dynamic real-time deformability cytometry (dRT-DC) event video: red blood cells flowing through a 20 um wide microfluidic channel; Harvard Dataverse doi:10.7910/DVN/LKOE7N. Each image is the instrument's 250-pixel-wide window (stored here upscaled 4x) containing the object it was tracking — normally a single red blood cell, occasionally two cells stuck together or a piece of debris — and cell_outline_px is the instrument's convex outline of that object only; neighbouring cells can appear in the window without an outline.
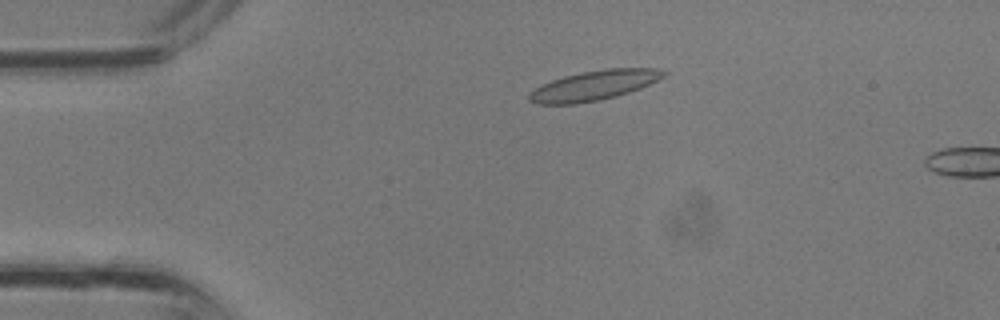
{"species": "common noctule bat (a hibernating species)", "species_latin": "Nyctalus noctula", "temperature_condition": "room temperature", "stored_images_in_passage": 9, "camera_frame_rate_fps": 3000, "um_per_image_px": 0.085, "animal": {"sex": "male", "body_mass_g": 13.3}, "frame": {"image": 1, "passage_image": 7, "time_ms": 2.0, "image_size_px": [1000, 320], "cell_outline_px": [[668, 72], [664, 76], [640, 88], [616, 96], [600, 100], [576, 104], [536, 104], [528, 100], [528, 96], [540, 84], [564, 76], [580, 72], [604, 68], [656, 68]], "centroid_in_image_um": [50.47, 7.26], "position_along_channel_um": 34.5, "area_um2": 23.29}}